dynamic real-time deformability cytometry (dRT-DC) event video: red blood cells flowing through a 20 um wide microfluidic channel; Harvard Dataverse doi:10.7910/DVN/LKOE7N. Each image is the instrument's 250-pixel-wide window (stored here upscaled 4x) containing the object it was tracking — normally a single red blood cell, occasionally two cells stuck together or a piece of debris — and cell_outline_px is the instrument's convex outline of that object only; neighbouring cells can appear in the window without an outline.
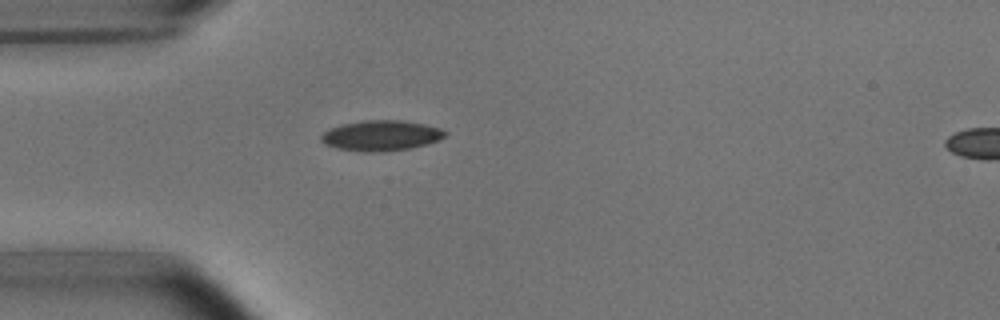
{"species": "common noctule bat (a hibernating species)", "species_latin": "Nyctalus noctula", "temperature_condition": "room temperature", "stored_images_in_passage": 2, "segment_of_instrument_passage": [1, 2], "camera_frame_rate_fps": 3000, "um_per_image_px": 0.085, "animal": {"sex": "male", "body_mass_g": 15.6}, "frame": {"image": 1, "passage_image": 1, "time_ms": 0.0, "image_size_px": [1000, 320], "cell_outline_px": [[448, 132], [440, 140], [428, 144], [412, 148], [380, 152], [360, 152], [336, 148], [324, 144], [320, 140], [320, 136], [324, 132], [340, 124], [364, 120], [400, 120], [424, 124], [440, 128]], "centroid_in_image_um": [32.39, 11.53], "position_along_channel_um": 52.6, "area_um2": 22.2}}